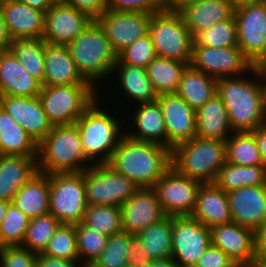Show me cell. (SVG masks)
<instances>
[{
	"mask_svg": "<svg viewBox=\"0 0 266 267\" xmlns=\"http://www.w3.org/2000/svg\"><path fill=\"white\" fill-rule=\"evenodd\" d=\"M93 21L86 13L55 2L45 13L43 40L52 45H67Z\"/></svg>",
	"mask_w": 266,
	"mask_h": 267,
	"instance_id": "cell-16",
	"label": "cell"
},
{
	"mask_svg": "<svg viewBox=\"0 0 266 267\" xmlns=\"http://www.w3.org/2000/svg\"><path fill=\"white\" fill-rule=\"evenodd\" d=\"M21 2L29 5L32 8L40 10L42 12H47L53 4L56 2L55 0H22Z\"/></svg>",
	"mask_w": 266,
	"mask_h": 267,
	"instance_id": "cell-56",
	"label": "cell"
},
{
	"mask_svg": "<svg viewBox=\"0 0 266 267\" xmlns=\"http://www.w3.org/2000/svg\"><path fill=\"white\" fill-rule=\"evenodd\" d=\"M60 224L59 220L50 213L30 219L21 246L36 254L42 253Z\"/></svg>",
	"mask_w": 266,
	"mask_h": 267,
	"instance_id": "cell-41",
	"label": "cell"
},
{
	"mask_svg": "<svg viewBox=\"0 0 266 267\" xmlns=\"http://www.w3.org/2000/svg\"><path fill=\"white\" fill-rule=\"evenodd\" d=\"M247 267H266V256H256Z\"/></svg>",
	"mask_w": 266,
	"mask_h": 267,
	"instance_id": "cell-60",
	"label": "cell"
},
{
	"mask_svg": "<svg viewBox=\"0 0 266 267\" xmlns=\"http://www.w3.org/2000/svg\"><path fill=\"white\" fill-rule=\"evenodd\" d=\"M190 217L208 228L232 223L227 193L215 183L201 184Z\"/></svg>",
	"mask_w": 266,
	"mask_h": 267,
	"instance_id": "cell-23",
	"label": "cell"
},
{
	"mask_svg": "<svg viewBox=\"0 0 266 267\" xmlns=\"http://www.w3.org/2000/svg\"><path fill=\"white\" fill-rule=\"evenodd\" d=\"M210 245V228L190 216H173L172 258L180 267H194Z\"/></svg>",
	"mask_w": 266,
	"mask_h": 267,
	"instance_id": "cell-11",
	"label": "cell"
},
{
	"mask_svg": "<svg viewBox=\"0 0 266 267\" xmlns=\"http://www.w3.org/2000/svg\"><path fill=\"white\" fill-rule=\"evenodd\" d=\"M107 164L139 188H153L172 166L171 149L153 142L138 141L125 134Z\"/></svg>",
	"mask_w": 266,
	"mask_h": 267,
	"instance_id": "cell-1",
	"label": "cell"
},
{
	"mask_svg": "<svg viewBox=\"0 0 266 267\" xmlns=\"http://www.w3.org/2000/svg\"><path fill=\"white\" fill-rule=\"evenodd\" d=\"M11 39L8 35L2 12H0V51L10 47Z\"/></svg>",
	"mask_w": 266,
	"mask_h": 267,
	"instance_id": "cell-55",
	"label": "cell"
},
{
	"mask_svg": "<svg viewBox=\"0 0 266 267\" xmlns=\"http://www.w3.org/2000/svg\"><path fill=\"white\" fill-rule=\"evenodd\" d=\"M237 24L234 15L216 23L211 28L198 32L193 38L198 46L211 48L238 47Z\"/></svg>",
	"mask_w": 266,
	"mask_h": 267,
	"instance_id": "cell-42",
	"label": "cell"
},
{
	"mask_svg": "<svg viewBox=\"0 0 266 267\" xmlns=\"http://www.w3.org/2000/svg\"><path fill=\"white\" fill-rule=\"evenodd\" d=\"M80 261L63 260L59 258L50 257L41 253L37 254V267H85ZM80 265V266H79Z\"/></svg>",
	"mask_w": 266,
	"mask_h": 267,
	"instance_id": "cell-51",
	"label": "cell"
},
{
	"mask_svg": "<svg viewBox=\"0 0 266 267\" xmlns=\"http://www.w3.org/2000/svg\"><path fill=\"white\" fill-rule=\"evenodd\" d=\"M172 220L173 216L165 215L135 235L142 253L152 260L172 258Z\"/></svg>",
	"mask_w": 266,
	"mask_h": 267,
	"instance_id": "cell-34",
	"label": "cell"
},
{
	"mask_svg": "<svg viewBox=\"0 0 266 267\" xmlns=\"http://www.w3.org/2000/svg\"><path fill=\"white\" fill-rule=\"evenodd\" d=\"M136 242V236L120 232L108 237L105 248L90 267H126L128 254Z\"/></svg>",
	"mask_w": 266,
	"mask_h": 267,
	"instance_id": "cell-40",
	"label": "cell"
},
{
	"mask_svg": "<svg viewBox=\"0 0 266 267\" xmlns=\"http://www.w3.org/2000/svg\"><path fill=\"white\" fill-rule=\"evenodd\" d=\"M116 70V71H114ZM118 70V71H117ZM118 75V82L125 96L133 99L135 104L153 103L158 99L153 85L148 78L146 68L124 63H116L113 69Z\"/></svg>",
	"mask_w": 266,
	"mask_h": 267,
	"instance_id": "cell-32",
	"label": "cell"
},
{
	"mask_svg": "<svg viewBox=\"0 0 266 267\" xmlns=\"http://www.w3.org/2000/svg\"><path fill=\"white\" fill-rule=\"evenodd\" d=\"M0 155L37 156V144L0 106Z\"/></svg>",
	"mask_w": 266,
	"mask_h": 267,
	"instance_id": "cell-33",
	"label": "cell"
},
{
	"mask_svg": "<svg viewBox=\"0 0 266 267\" xmlns=\"http://www.w3.org/2000/svg\"><path fill=\"white\" fill-rule=\"evenodd\" d=\"M128 266L130 267H148L152 259L142 253L141 246L135 242L128 254Z\"/></svg>",
	"mask_w": 266,
	"mask_h": 267,
	"instance_id": "cell-52",
	"label": "cell"
},
{
	"mask_svg": "<svg viewBox=\"0 0 266 267\" xmlns=\"http://www.w3.org/2000/svg\"><path fill=\"white\" fill-rule=\"evenodd\" d=\"M88 204L121 207L139 187L108 164H93L84 170Z\"/></svg>",
	"mask_w": 266,
	"mask_h": 267,
	"instance_id": "cell-10",
	"label": "cell"
},
{
	"mask_svg": "<svg viewBox=\"0 0 266 267\" xmlns=\"http://www.w3.org/2000/svg\"><path fill=\"white\" fill-rule=\"evenodd\" d=\"M30 218L12 203L0 225V247L22 245Z\"/></svg>",
	"mask_w": 266,
	"mask_h": 267,
	"instance_id": "cell-45",
	"label": "cell"
},
{
	"mask_svg": "<svg viewBox=\"0 0 266 267\" xmlns=\"http://www.w3.org/2000/svg\"><path fill=\"white\" fill-rule=\"evenodd\" d=\"M232 133L227 109L217 94L196 110V137L226 141Z\"/></svg>",
	"mask_w": 266,
	"mask_h": 267,
	"instance_id": "cell-28",
	"label": "cell"
},
{
	"mask_svg": "<svg viewBox=\"0 0 266 267\" xmlns=\"http://www.w3.org/2000/svg\"><path fill=\"white\" fill-rule=\"evenodd\" d=\"M82 223L108 237L120 233L123 231L121 207L88 204Z\"/></svg>",
	"mask_w": 266,
	"mask_h": 267,
	"instance_id": "cell-39",
	"label": "cell"
},
{
	"mask_svg": "<svg viewBox=\"0 0 266 267\" xmlns=\"http://www.w3.org/2000/svg\"><path fill=\"white\" fill-rule=\"evenodd\" d=\"M11 204L9 201H2L0 200V225L8 211V207Z\"/></svg>",
	"mask_w": 266,
	"mask_h": 267,
	"instance_id": "cell-61",
	"label": "cell"
},
{
	"mask_svg": "<svg viewBox=\"0 0 266 267\" xmlns=\"http://www.w3.org/2000/svg\"><path fill=\"white\" fill-rule=\"evenodd\" d=\"M108 10L153 14L164 10L162 0H107Z\"/></svg>",
	"mask_w": 266,
	"mask_h": 267,
	"instance_id": "cell-48",
	"label": "cell"
},
{
	"mask_svg": "<svg viewBox=\"0 0 266 267\" xmlns=\"http://www.w3.org/2000/svg\"><path fill=\"white\" fill-rule=\"evenodd\" d=\"M49 174L37 172L15 194L11 203L30 219L49 213Z\"/></svg>",
	"mask_w": 266,
	"mask_h": 267,
	"instance_id": "cell-30",
	"label": "cell"
},
{
	"mask_svg": "<svg viewBox=\"0 0 266 267\" xmlns=\"http://www.w3.org/2000/svg\"><path fill=\"white\" fill-rule=\"evenodd\" d=\"M88 162L82 150L80 132L76 124L54 126L37 145L39 172L46 174L83 172L90 166Z\"/></svg>",
	"mask_w": 266,
	"mask_h": 267,
	"instance_id": "cell-4",
	"label": "cell"
},
{
	"mask_svg": "<svg viewBox=\"0 0 266 267\" xmlns=\"http://www.w3.org/2000/svg\"><path fill=\"white\" fill-rule=\"evenodd\" d=\"M230 0H198L179 10L192 36L234 15Z\"/></svg>",
	"mask_w": 266,
	"mask_h": 267,
	"instance_id": "cell-25",
	"label": "cell"
},
{
	"mask_svg": "<svg viewBox=\"0 0 266 267\" xmlns=\"http://www.w3.org/2000/svg\"><path fill=\"white\" fill-rule=\"evenodd\" d=\"M256 137V142L258 149L263 160L264 165L266 166V126H262L253 131Z\"/></svg>",
	"mask_w": 266,
	"mask_h": 267,
	"instance_id": "cell-53",
	"label": "cell"
},
{
	"mask_svg": "<svg viewBox=\"0 0 266 267\" xmlns=\"http://www.w3.org/2000/svg\"><path fill=\"white\" fill-rule=\"evenodd\" d=\"M148 267H180L173 258L152 260Z\"/></svg>",
	"mask_w": 266,
	"mask_h": 267,
	"instance_id": "cell-59",
	"label": "cell"
},
{
	"mask_svg": "<svg viewBox=\"0 0 266 267\" xmlns=\"http://www.w3.org/2000/svg\"><path fill=\"white\" fill-rule=\"evenodd\" d=\"M167 134V147L171 150L196 137V110L176 93L158 95Z\"/></svg>",
	"mask_w": 266,
	"mask_h": 267,
	"instance_id": "cell-17",
	"label": "cell"
},
{
	"mask_svg": "<svg viewBox=\"0 0 266 267\" xmlns=\"http://www.w3.org/2000/svg\"><path fill=\"white\" fill-rule=\"evenodd\" d=\"M211 245L221 249L240 267H247L257 256L256 231L229 223L210 228Z\"/></svg>",
	"mask_w": 266,
	"mask_h": 267,
	"instance_id": "cell-19",
	"label": "cell"
},
{
	"mask_svg": "<svg viewBox=\"0 0 266 267\" xmlns=\"http://www.w3.org/2000/svg\"><path fill=\"white\" fill-rule=\"evenodd\" d=\"M157 57L149 34L138 39L117 55L116 63H124L146 68Z\"/></svg>",
	"mask_w": 266,
	"mask_h": 267,
	"instance_id": "cell-46",
	"label": "cell"
},
{
	"mask_svg": "<svg viewBox=\"0 0 266 267\" xmlns=\"http://www.w3.org/2000/svg\"><path fill=\"white\" fill-rule=\"evenodd\" d=\"M226 143V161L240 166L264 165L253 132H233Z\"/></svg>",
	"mask_w": 266,
	"mask_h": 267,
	"instance_id": "cell-38",
	"label": "cell"
},
{
	"mask_svg": "<svg viewBox=\"0 0 266 267\" xmlns=\"http://www.w3.org/2000/svg\"><path fill=\"white\" fill-rule=\"evenodd\" d=\"M149 13L106 10L96 21L103 28L107 39L118 55L138 39L149 34Z\"/></svg>",
	"mask_w": 266,
	"mask_h": 267,
	"instance_id": "cell-15",
	"label": "cell"
},
{
	"mask_svg": "<svg viewBox=\"0 0 266 267\" xmlns=\"http://www.w3.org/2000/svg\"><path fill=\"white\" fill-rule=\"evenodd\" d=\"M238 48L253 64L266 50V0L234 9Z\"/></svg>",
	"mask_w": 266,
	"mask_h": 267,
	"instance_id": "cell-12",
	"label": "cell"
},
{
	"mask_svg": "<svg viewBox=\"0 0 266 267\" xmlns=\"http://www.w3.org/2000/svg\"><path fill=\"white\" fill-rule=\"evenodd\" d=\"M98 104L97 97L75 122L79 128L82 150L91 165L107 164L125 135L120 120Z\"/></svg>",
	"mask_w": 266,
	"mask_h": 267,
	"instance_id": "cell-3",
	"label": "cell"
},
{
	"mask_svg": "<svg viewBox=\"0 0 266 267\" xmlns=\"http://www.w3.org/2000/svg\"><path fill=\"white\" fill-rule=\"evenodd\" d=\"M62 2L86 13L93 20L108 10L107 0H63Z\"/></svg>",
	"mask_w": 266,
	"mask_h": 267,
	"instance_id": "cell-50",
	"label": "cell"
},
{
	"mask_svg": "<svg viewBox=\"0 0 266 267\" xmlns=\"http://www.w3.org/2000/svg\"><path fill=\"white\" fill-rule=\"evenodd\" d=\"M37 172V156L0 155V200L11 202Z\"/></svg>",
	"mask_w": 266,
	"mask_h": 267,
	"instance_id": "cell-27",
	"label": "cell"
},
{
	"mask_svg": "<svg viewBox=\"0 0 266 267\" xmlns=\"http://www.w3.org/2000/svg\"><path fill=\"white\" fill-rule=\"evenodd\" d=\"M44 81L42 86L91 84L79 73L66 45L45 42Z\"/></svg>",
	"mask_w": 266,
	"mask_h": 267,
	"instance_id": "cell-26",
	"label": "cell"
},
{
	"mask_svg": "<svg viewBox=\"0 0 266 267\" xmlns=\"http://www.w3.org/2000/svg\"><path fill=\"white\" fill-rule=\"evenodd\" d=\"M216 78L192 68L183 71L176 94L194 110H198L217 94Z\"/></svg>",
	"mask_w": 266,
	"mask_h": 267,
	"instance_id": "cell-31",
	"label": "cell"
},
{
	"mask_svg": "<svg viewBox=\"0 0 266 267\" xmlns=\"http://www.w3.org/2000/svg\"><path fill=\"white\" fill-rule=\"evenodd\" d=\"M1 12L11 40L43 39L45 12L32 8L23 2L4 3Z\"/></svg>",
	"mask_w": 266,
	"mask_h": 267,
	"instance_id": "cell-24",
	"label": "cell"
},
{
	"mask_svg": "<svg viewBox=\"0 0 266 267\" xmlns=\"http://www.w3.org/2000/svg\"><path fill=\"white\" fill-rule=\"evenodd\" d=\"M252 69L261 80H266V50L259 59L252 64Z\"/></svg>",
	"mask_w": 266,
	"mask_h": 267,
	"instance_id": "cell-57",
	"label": "cell"
},
{
	"mask_svg": "<svg viewBox=\"0 0 266 267\" xmlns=\"http://www.w3.org/2000/svg\"><path fill=\"white\" fill-rule=\"evenodd\" d=\"M257 256H266V222L256 230Z\"/></svg>",
	"mask_w": 266,
	"mask_h": 267,
	"instance_id": "cell-54",
	"label": "cell"
},
{
	"mask_svg": "<svg viewBox=\"0 0 266 267\" xmlns=\"http://www.w3.org/2000/svg\"><path fill=\"white\" fill-rule=\"evenodd\" d=\"M149 36L156 55L191 63L194 38L179 11L162 10L151 15Z\"/></svg>",
	"mask_w": 266,
	"mask_h": 267,
	"instance_id": "cell-7",
	"label": "cell"
},
{
	"mask_svg": "<svg viewBox=\"0 0 266 267\" xmlns=\"http://www.w3.org/2000/svg\"><path fill=\"white\" fill-rule=\"evenodd\" d=\"M41 88L10 49L0 51V96L37 97Z\"/></svg>",
	"mask_w": 266,
	"mask_h": 267,
	"instance_id": "cell-22",
	"label": "cell"
},
{
	"mask_svg": "<svg viewBox=\"0 0 266 267\" xmlns=\"http://www.w3.org/2000/svg\"><path fill=\"white\" fill-rule=\"evenodd\" d=\"M251 72L258 81L244 76L217 80V95L227 109L233 132H253L265 126L263 83L253 69Z\"/></svg>",
	"mask_w": 266,
	"mask_h": 267,
	"instance_id": "cell-2",
	"label": "cell"
},
{
	"mask_svg": "<svg viewBox=\"0 0 266 267\" xmlns=\"http://www.w3.org/2000/svg\"><path fill=\"white\" fill-rule=\"evenodd\" d=\"M54 126L72 125L97 99L92 84L42 86L38 95Z\"/></svg>",
	"mask_w": 266,
	"mask_h": 267,
	"instance_id": "cell-8",
	"label": "cell"
},
{
	"mask_svg": "<svg viewBox=\"0 0 266 267\" xmlns=\"http://www.w3.org/2000/svg\"><path fill=\"white\" fill-rule=\"evenodd\" d=\"M201 182L181 175L172 166L153 187L165 215L190 216Z\"/></svg>",
	"mask_w": 266,
	"mask_h": 267,
	"instance_id": "cell-13",
	"label": "cell"
},
{
	"mask_svg": "<svg viewBox=\"0 0 266 267\" xmlns=\"http://www.w3.org/2000/svg\"><path fill=\"white\" fill-rule=\"evenodd\" d=\"M225 162V141L195 137L171 150L172 167L202 184L214 183Z\"/></svg>",
	"mask_w": 266,
	"mask_h": 267,
	"instance_id": "cell-6",
	"label": "cell"
},
{
	"mask_svg": "<svg viewBox=\"0 0 266 267\" xmlns=\"http://www.w3.org/2000/svg\"><path fill=\"white\" fill-rule=\"evenodd\" d=\"M164 216L154 188H139L121 205L122 230L132 235H137Z\"/></svg>",
	"mask_w": 266,
	"mask_h": 267,
	"instance_id": "cell-20",
	"label": "cell"
},
{
	"mask_svg": "<svg viewBox=\"0 0 266 267\" xmlns=\"http://www.w3.org/2000/svg\"><path fill=\"white\" fill-rule=\"evenodd\" d=\"M75 231L80 263L83 262L85 267H90L105 248L108 236L100 234L82 222L75 224Z\"/></svg>",
	"mask_w": 266,
	"mask_h": 267,
	"instance_id": "cell-44",
	"label": "cell"
},
{
	"mask_svg": "<svg viewBox=\"0 0 266 267\" xmlns=\"http://www.w3.org/2000/svg\"><path fill=\"white\" fill-rule=\"evenodd\" d=\"M262 82H263L264 101H265V111H266V80H262Z\"/></svg>",
	"mask_w": 266,
	"mask_h": 267,
	"instance_id": "cell-63",
	"label": "cell"
},
{
	"mask_svg": "<svg viewBox=\"0 0 266 267\" xmlns=\"http://www.w3.org/2000/svg\"><path fill=\"white\" fill-rule=\"evenodd\" d=\"M227 196L234 223L256 231L266 222V185L243 187Z\"/></svg>",
	"mask_w": 266,
	"mask_h": 267,
	"instance_id": "cell-21",
	"label": "cell"
},
{
	"mask_svg": "<svg viewBox=\"0 0 266 267\" xmlns=\"http://www.w3.org/2000/svg\"><path fill=\"white\" fill-rule=\"evenodd\" d=\"M41 254L63 260L80 261L75 224H60Z\"/></svg>",
	"mask_w": 266,
	"mask_h": 267,
	"instance_id": "cell-43",
	"label": "cell"
},
{
	"mask_svg": "<svg viewBox=\"0 0 266 267\" xmlns=\"http://www.w3.org/2000/svg\"><path fill=\"white\" fill-rule=\"evenodd\" d=\"M22 0H2V3L21 2Z\"/></svg>",
	"mask_w": 266,
	"mask_h": 267,
	"instance_id": "cell-64",
	"label": "cell"
},
{
	"mask_svg": "<svg viewBox=\"0 0 266 267\" xmlns=\"http://www.w3.org/2000/svg\"><path fill=\"white\" fill-rule=\"evenodd\" d=\"M66 46L79 73L95 88L98 80L113 74L117 54L96 20Z\"/></svg>",
	"mask_w": 266,
	"mask_h": 267,
	"instance_id": "cell-5",
	"label": "cell"
},
{
	"mask_svg": "<svg viewBox=\"0 0 266 267\" xmlns=\"http://www.w3.org/2000/svg\"><path fill=\"white\" fill-rule=\"evenodd\" d=\"M2 6H3V3H2V0H0V12L2 11Z\"/></svg>",
	"mask_w": 266,
	"mask_h": 267,
	"instance_id": "cell-65",
	"label": "cell"
},
{
	"mask_svg": "<svg viewBox=\"0 0 266 267\" xmlns=\"http://www.w3.org/2000/svg\"><path fill=\"white\" fill-rule=\"evenodd\" d=\"M194 267H240L221 249L210 245Z\"/></svg>",
	"mask_w": 266,
	"mask_h": 267,
	"instance_id": "cell-49",
	"label": "cell"
},
{
	"mask_svg": "<svg viewBox=\"0 0 266 267\" xmlns=\"http://www.w3.org/2000/svg\"><path fill=\"white\" fill-rule=\"evenodd\" d=\"M37 254L21 245L0 247V267H37Z\"/></svg>",
	"mask_w": 266,
	"mask_h": 267,
	"instance_id": "cell-47",
	"label": "cell"
},
{
	"mask_svg": "<svg viewBox=\"0 0 266 267\" xmlns=\"http://www.w3.org/2000/svg\"><path fill=\"white\" fill-rule=\"evenodd\" d=\"M195 1H198V0H162V4L164 7V10L179 11L186 4H189Z\"/></svg>",
	"mask_w": 266,
	"mask_h": 267,
	"instance_id": "cell-58",
	"label": "cell"
},
{
	"mask_svg": "<svg viewBox=\"0 0 266 267\" xmlns=\"http://www.w3.org/2000/svg\"><path fill=\"white\" fill-rule=\"evenodd\" d=\"M9 49L25 70L43 84L45 74V41L40 38L13 39Z\"/></svg>",
	"mask_w": 266,
	"mask_h": 267,
	"instance_id": "cell-37",
	"label": "cell"
},
{
	"mask_svg": "<svg viewBox=\"0 0 266 267\" xmlns=\"http://www.w3.org/2000/svg\"><path fill=\"white\" fill-rule=\"evenodd\" d=\"M214 183L226 193L243 187L266 185V166H240L226 161Z\"/></svg>",
	"mask_w": 266,
	"mask_h": 267,
	"instance_id": "cell-35",
	"label": "cell"
},
{
	"mask_svg": "<svg viewBox=\"0 0 266 267\" xmlns=\"http://www.w3.org/2000/svg\"><path fill=\"white\" fill-rule=\"evenodd\" d=\"M189 65L216 79L243 76L252 71V63L238 47L211 48L194 42Z\"/></svg>",
	"mask_w": 266,
	"mask_h": 267,
	"instance_id": "cell-14",
	"label": "cell"
},
{
	"mask_svg": "<svg viewBox=\"0 0 266 267\" xmlns=\"http://www.w3.org/2000/svg\"><path fill=\"white\" fill-rule=\"evenodd\" d=\"M233 4V6L236 8L240 5H244V4H249V3H252V2H257V1H260V0H230Z\"/></svg>",
	"mask_w": 266,
	"mask_h": 267,
	"instance_id": "cell-62",
	"label": "cell"
},
{
	"mask_svg": "<svg viewBox=\"0 0 266 267\" xmlns=\"http://www.w3.org/2000/svg\"><path fill=\"white\" fill-rule=\"evenodd\" d=\"M187 63L157 56L147 67V75L158 95L176 93Z\"/></svg>",
	"mask_w": 266,
	"mask_h": 267,
	"instance_id": "cell-36",
	"label": "cell"
},
{
	"mask_svg": "<svg viewBox=\"0 0 266 267\" xmlns=\"http://www.w3.org/2000/svg\"><path fill=\"white\" fill-rule=\"evenodd\" d=\"M134 109L133 122L136 130L125 131V134L135 140L153 142L167 146V134L164 116L159 103L138 104Z\"/></svg>",
	"mask_w": 266,
	"mask_h": 267,
	"instance_id": "cell-29",
	"label": "cell"
},
{
	"mask_svg": "<svg viewBox=\"0 0 266 267\" xmlns=\"http://www.w3.org/2000/svg\"><path fill=\"white\" fill-rule=\"evenodd\" d=\"M49 213L61 224L81 223L87 209L84 171L49 174Z\"/></svg>",
	"mask_w": 266,
	"mask_h": 267,
	"instance_id": "cell-9",
	"label": "cell"
},
{
	"mask_svg": "<svg viewBox=\"0 0 266 267\" xmlns=\"http://www.w3.org/2000/svg\"><path fill=\"white\" fill-rule=\"evenodd\" d=\"M0 106L38 145L53 129L39 97L0 96Z\"/></svg>",
	"mask_w": 266,
	"mask_h": 267,
	"instance_id": "cell-18",
	"label": "cell"
}]
</instances>
